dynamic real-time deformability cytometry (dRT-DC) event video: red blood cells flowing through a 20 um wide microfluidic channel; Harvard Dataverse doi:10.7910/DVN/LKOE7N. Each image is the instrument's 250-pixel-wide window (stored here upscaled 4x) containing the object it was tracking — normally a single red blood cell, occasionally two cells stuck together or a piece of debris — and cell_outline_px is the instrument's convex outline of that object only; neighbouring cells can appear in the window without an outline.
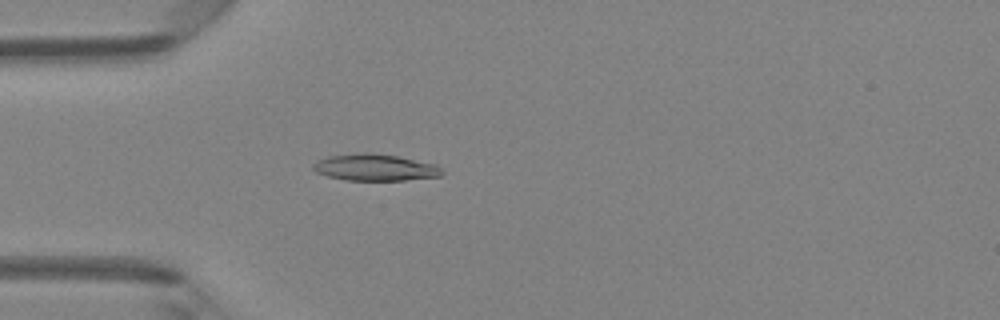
{"species": "Egyptian fruit bat (a non-hibernating species)", "species_latin": "Rousettus aegyptiacus", "temperature_condition": "room temperature", "stored_images_in_passage": 48, "camera_frame_rate_fps": 3000, "um_per_image_px": 0.085, "animal": {"sex": "female"}, "frame": {"image": 1, "passage_image": 14, "time_ms": 4.333, "image_size_px": [1000, 320], "cell_outline_px": [[444, 172], [440, 176], [404, 180], [344, 180], [328, 176], [316, 172], [312, 168], [312, 164], [316, 160], [328, 156], [364, 152], [396, 156], [436, 164]], "centroid_in_image_um": [31.84, 14.23], "position_along_channel_um": 53.2, "area_um2": 19.94}}
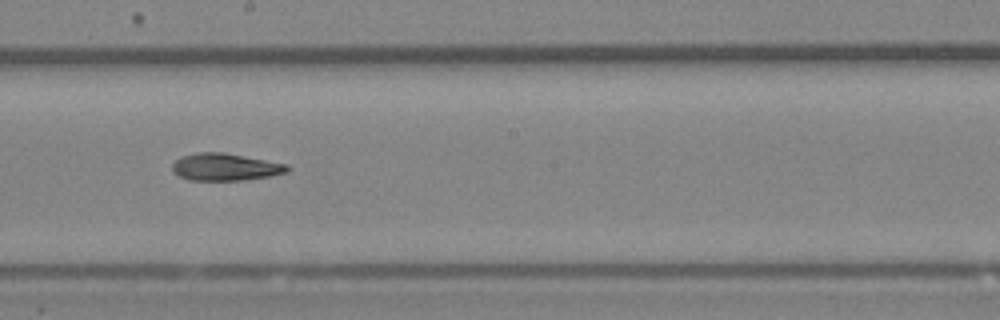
{"frame": {"image": 2, "passage_image": 27, "time_ms": 8.667, "image_size_px": [1000, 320], "cell_outline_px": [[288, 172], [268, 176], [244, 180], [188, 180], [172, 172], [172, 164], [176, 160], [184, 156], [196, 152], [224, 152], [288, 164]], "centroid_in_image_um": [19.13, 14.19], "position_along_channel_um": 229.1, "area_um2": 18.21}}
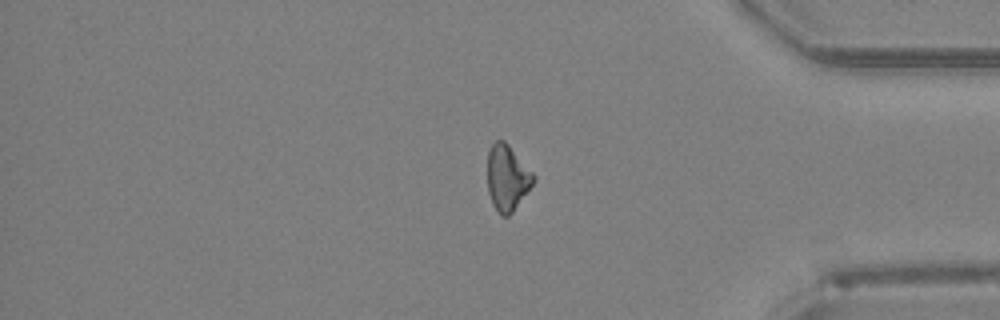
{"frame": {"image": 3, "passage_image": 40, "time_ms": 13.0, "image_size_px": [1000, 320], "cell_outline_px": [[536, 180], [512, 212], [508, 216], [500, 216], [496, 212], [492, 204], [488, 192], [488, 152], [492, 144], [496, 140], [504, 140], [508, 144], [536, 176]], "centroid_in_image_um": [43.11, 15.13], "position_along_channel_um": 392.1, "area_um2": 17.63}, "authors_computed_cell_mechanics": {"area_um2": 18.5538, "velocity_mm_per_s": 4.2632, "shape_relaxation_time_tau1_ms": 4.8663, "shape_relaxation_time_tau2_ms": 7.1647, "deformation_change_tau1": 0.144, "deformation_change_tau2": 0.1684}}